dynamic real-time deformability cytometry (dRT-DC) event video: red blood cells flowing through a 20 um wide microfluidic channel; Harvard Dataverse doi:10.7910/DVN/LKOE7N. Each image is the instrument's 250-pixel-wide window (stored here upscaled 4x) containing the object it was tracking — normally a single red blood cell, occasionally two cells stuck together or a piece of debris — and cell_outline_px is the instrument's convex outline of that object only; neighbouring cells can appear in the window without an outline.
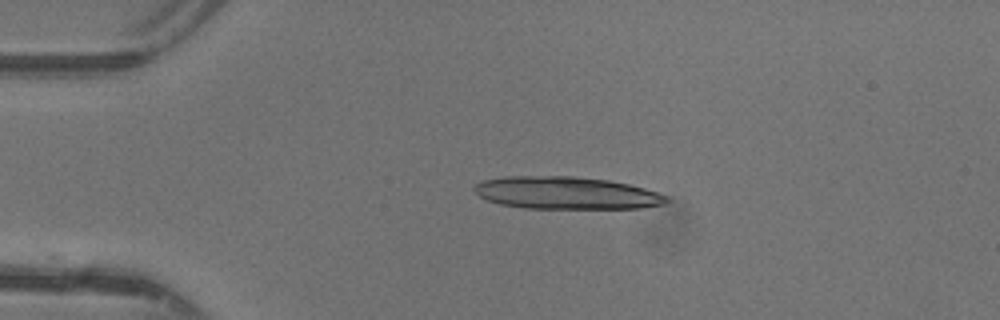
{"species": "common noctule bat (a hibernating species)", "species_latin": "Nyctalus noctula", "temperature_condition": "warm", "stored_images_in_passage": 37, "camera_frame_rate_fps": 3000, "um_per_image_px": 0.085, "animal": {"sex": "female"}, "frame": {"image": 1, "passage_image": 1, "time_ms": 0.0, "image_size_px": [1000, 320], "cell_outline_px": [[668, 200], [664, 204], [644, 208], [524, 208], [500, 204], [488, 200], [480, 196], [472, 188], [476, 184], [484, 180], [504, 176], [572, 176], [608, 180], [628, 184], [644, 188], [668, 196]], "centroid_in_image_um": [48.13, 16.4], "position_along_channel_um": 36.9, "area_um2": 36.24}}
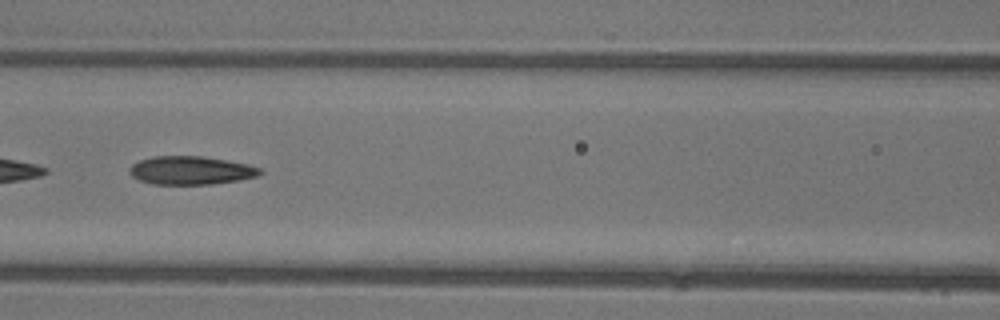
{"frame": {"image": 2, "passage_image": 12, "time_ms": 3.667, "image_size_px": [1000, 320], "cell_outline_px": [[264, 172], [256, 176], [236, 180], [212, 184], [152, 184], [140, 180], [132, 176], [128, 168], [132, 164], [140, 160], [156, 156], [200, 156], [228, 160], [248, 164], [260, 168]], "centroid_in_image_um": [16.22, 14.48], "position_along_channel_um": 150.4, "area_um2": 21.44}}
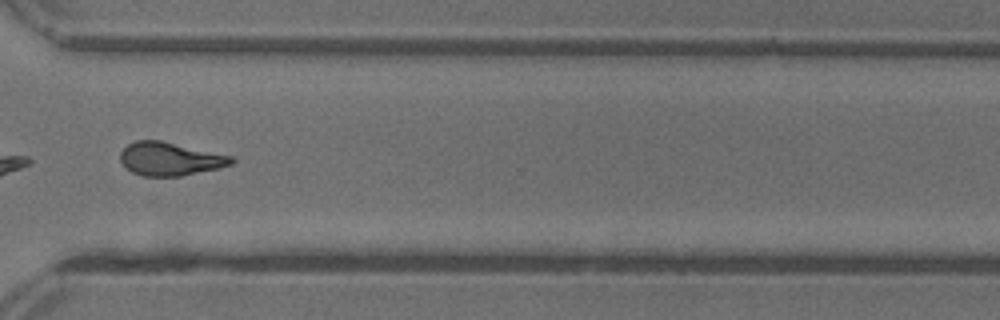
{"frame": {"image": 3, "passage_image": 26, "time_ms": 8.333, "image_size_px": [1000, 320], "cell_outline_px": [[236, 160], [232, 164], [220, 168], [180, 176], [144, 176], [132, 172], [120, 160], [120, 152], [128, 144], [136, 140], [160, 140], [232, 156]], "centroid_in_image_um": [14.47, 13.5], "position_along_channel_um": 356.1, "area_um2": 21.44}, "authors_computed_cell_mechanics": {"area_um2": 21.5594, "velocity_mm_per_s": 4.4244, "shape_relaxation_time_tau1_ms": 6.1994, "shape_relaxation_time_tau2_ms": 2.9331, "deformation_change_tau1": 0.187, "deformation_change_tau2": 0.119}}